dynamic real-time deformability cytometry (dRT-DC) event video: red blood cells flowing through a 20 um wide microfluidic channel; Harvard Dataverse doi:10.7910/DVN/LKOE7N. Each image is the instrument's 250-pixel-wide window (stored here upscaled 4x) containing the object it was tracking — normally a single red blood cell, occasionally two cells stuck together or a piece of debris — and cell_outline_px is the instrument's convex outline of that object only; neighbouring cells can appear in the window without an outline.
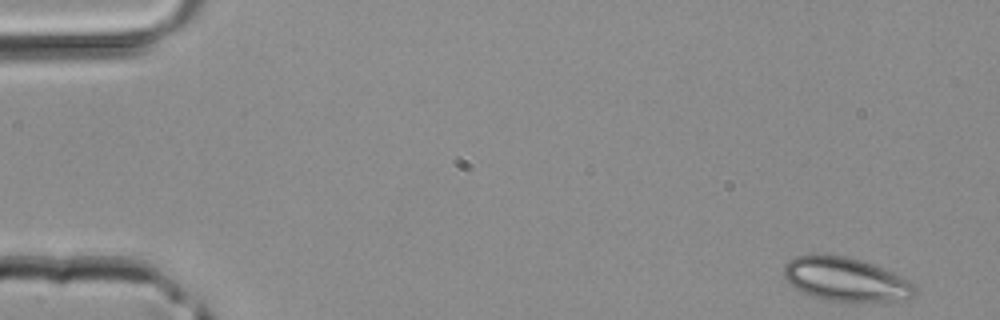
{"species": "common noctule bat (a hibernating species)", "species_latin": "Nyctalus noctula", "temperature_condition": "room temperature", "stored_images_in_passage": 41, "camera_frame_rate_fps": 3000, "um_per_image_px": 0.085, "animal": {"sex": "male", "body_mass_g": 20.4}, "frame": {"image": 1, "passage_image": 1, "time_ms": 0.0, "image_size_px": [1000, 320], "cell_outline_px": [[916, 292], [912, 300], [852, 304], [824, 300], [800, 292], [788, 284], [784, 276], [784, 264], [788, 260], [796, 256], [820, 252], [824, 252], [844, 256], [860, 260], [872, 264], [912, 280], [916, 284]], "centroid_in_image_um": [71.92, 23.78], "position_along_channel_um": 13.1, "area_um2": 35.14}}
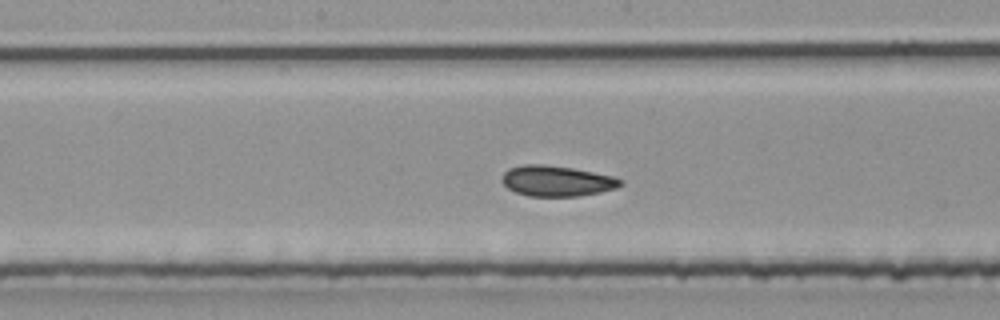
{"frame": {"image": 2, "passage_image": 21, "time_ms": 6.667, "image_size_px": [1000, 320], "cell_outline_px": [[624, 184], [616, 188], [600, 192], [576, 196], [528, 196], [516, 192], [508, 188], [500, 180], [504, 172], [508, 168], [524, 164], [544, 164], [572, 168], [612, 176], [624, 180]], "centroid_in_image_um": [47.31, 15.37], "position_along_channel_um": 200.9, "area_um2": 21.15}}
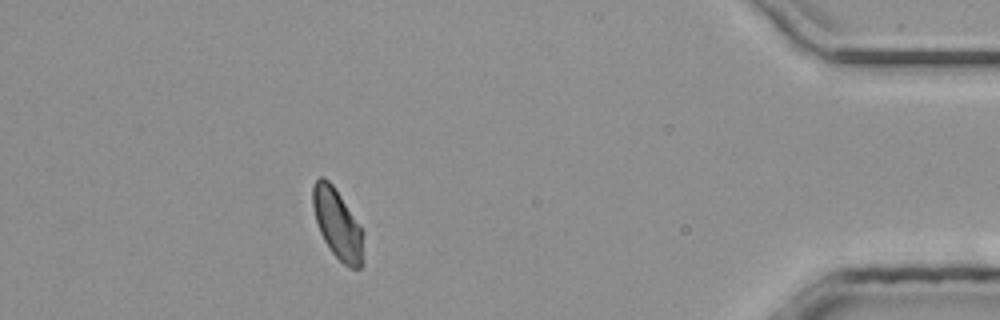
{"frame": {"image": 3, "passage_image": 37, "time_ms": 12.0, "image_size_px": [1000, 320], "cell_outline_px": [[364, 264], [360, 268], [352, 268], [344, 264], [332, 252], [324, 240], [320, 232], [316, 220], [312, 204], [312, 188], [316, 180], [320, 176], [324, 176], [332, 184], [364, 232]], "centroid_in_image_um": [28.71, 19.07], "position_along_channel_um": 406.5, "area_um2": 20.58}}